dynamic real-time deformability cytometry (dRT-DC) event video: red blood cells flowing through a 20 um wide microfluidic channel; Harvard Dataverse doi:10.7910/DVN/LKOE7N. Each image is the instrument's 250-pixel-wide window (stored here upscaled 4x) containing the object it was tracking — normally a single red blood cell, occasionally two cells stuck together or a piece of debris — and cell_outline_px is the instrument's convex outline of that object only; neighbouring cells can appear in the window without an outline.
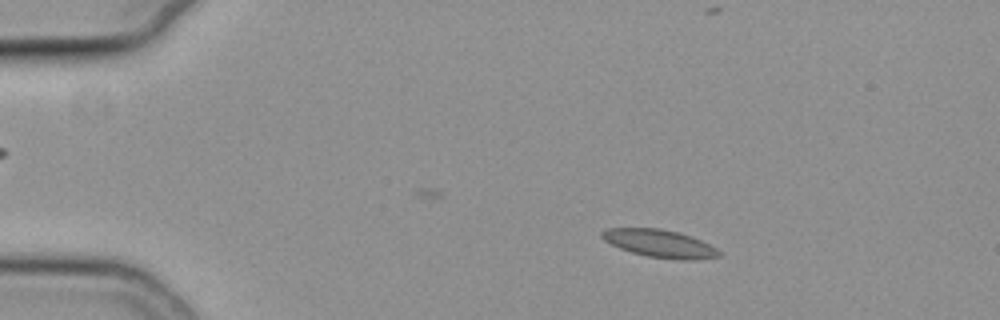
{"species": "common noctule bat (a hibernating species)", "species_latin": "Nyctalus noctula", "temperature_condition": "cold", "stored_images_in_passage": 20, "camera_frame_rate_fps": 3000, "um_per_image_px": 0.085, "animal": {"sex": "female", "body_mass_g": 19.3, "forearm_length_mm": 54.1}, "frame": {"image": 1, "passage_image": 10, "time_ms": 3.0, "image_size_px": [1000, 320], "cell_outline_px": [[720, 256], [692, 260], [680, 260], [648, 256], [632, 252], [620, 248], [604, 240], [600, 236], [600, 232], [608, 228], [660, 228], [676, 232], [700, 240], [716, 248], [720, 252]], "centroid_in_image_um": [56.04, 20.69], "position_along_channel_um": 29.0, "area_um2": 18.61}}
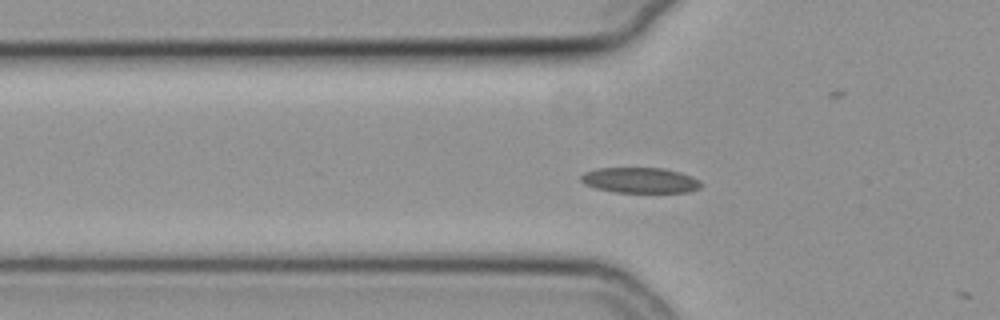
{"frame": {"image": 2, "passage_image": 19, "time_ms": 6.0, "image_size_px": [1000, 320], "cell_outline_px": [[704, 184], [700, 188], [688, 192], [616, 192], [596, 188], [584, 184], [580, 180], [580, 176], [584, 172], [596, 168], [664, 168], [680, 172], [692, 176], [700, 180]], "centroid_in_image_um": [54.43, 15.32], "position_along_channel_um": 71.4, "area_um2": 17.98}}